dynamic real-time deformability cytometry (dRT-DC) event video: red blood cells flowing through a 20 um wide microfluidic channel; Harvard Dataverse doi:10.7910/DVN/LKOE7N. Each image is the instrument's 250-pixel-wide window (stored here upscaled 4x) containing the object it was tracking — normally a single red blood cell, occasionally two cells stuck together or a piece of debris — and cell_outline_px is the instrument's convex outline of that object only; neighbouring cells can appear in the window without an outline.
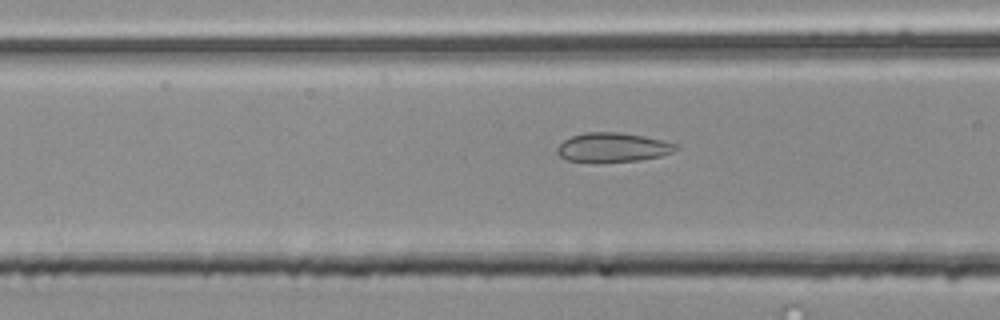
{"species": "common noctule bat (a hibernating species)", "species_latin": "Nyctalus noctula", "temperature_condition": "room temperature", "stored_images_in_passage": 9, "camera_frame_rate_fps": 3000, "um_per_image_px": 0.085, "animal": {"sex": "male", "body_mass_g": 20.4}, "frame": {"image": 1, "passage_image": 7, "time_ms": 2.0, "image_size_px": [1000, 320], "cell_outline_px": [[680, 148], [672, 152], [660, 156], [640, 160], [568, 160], [560, 156], [556, 152], [556, 148], [564, 140], [572, 136], [584, 132], [620, 132], [680, 144]], "centroid_in_image_um": [52.11, 12.49], "position_along_channel_um": 114.5, "area_um2": 19.59}}